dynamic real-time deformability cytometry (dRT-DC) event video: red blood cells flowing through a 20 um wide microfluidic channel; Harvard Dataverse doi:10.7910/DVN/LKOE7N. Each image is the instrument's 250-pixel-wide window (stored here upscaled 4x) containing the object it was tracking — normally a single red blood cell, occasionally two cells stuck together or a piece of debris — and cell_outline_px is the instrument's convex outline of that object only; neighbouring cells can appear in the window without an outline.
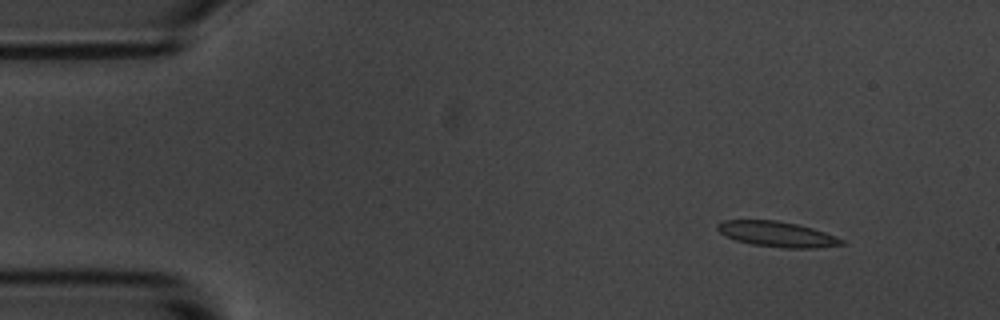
{"species": "common noctule bat (a hibernating species)", "species_latin": "Nyctalus noctula", "temperature_condition": "room temperature", "stored_images_in_passage": 51, "camera_frame_rate_fps": 3000, "um_per_image_px": 0.085, "animal": {"sex": "male", "body_mass_g": 20.1, "forearm_length_mm": 53.5}, "frame": {"image": 1, "passage_image": 2, "time_ms": 0.333, "image_size_px": [1000, 320], "cell_outline_px": [[848, 244], [812, 248], [784, 248], [752, 244], [736, 240], [724, 236], [716, 228], [716, 224], [724, 220], [776, 220], [796, 224], [812, 228], [824, 232], [844, 240]], "centroid_in_image_um": [66.03, 19.9], "position_along_channel_um": 19.0, "area_um2": 18.32}}
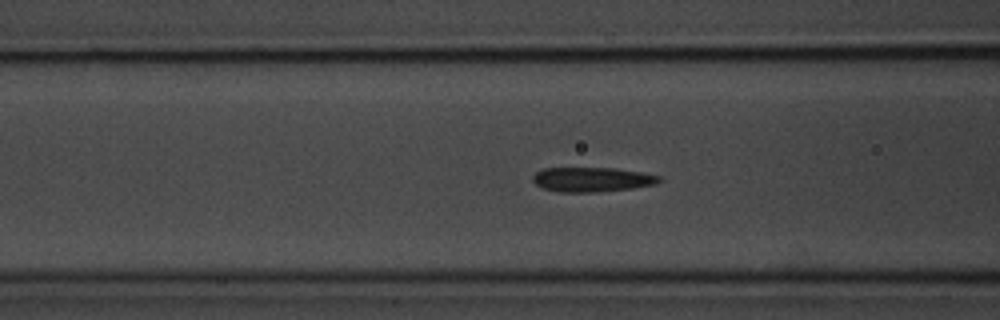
{"frame": {"image": 2, "passage_image": 17, "time_ms": 5.333, "image_size_px": [1000, 320], "cell_outline_px": [[664, 180], [656, 184], [632, 188], [596, 192], [560, 192], [544, 188], [536, 184], [532, 180], [532, 176], [536, 172], [544, 168], [612, 168], [640, 172], [660, 176]], "centroid_in_image_um": [50.33, 15.25], "position_along_channel_um": 116.3, "area_um2": 18.03}}
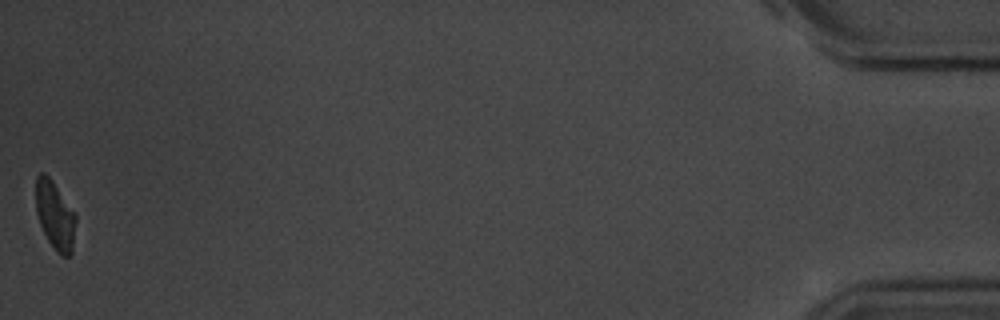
{"frame": {"image": 3, "passage_image": 51, "time_ms": 16.667, "image_size_px": [1000, 320], "cell_outline_px": [[76, 220], [72, 252], [68, 256], [60, 256], [56, 252], [48, 240], [40, 224], [36, 212], [36, 176], [40, 172], [44, 172], [52, 180], [76, 212]], "centroid_in_image_um": [4.69, 18.29], "position_along_channel_um": 430.5, "area_um2": 16.07}, "authors_computed_cell_mechanics": {"area_um2": 18.0336, "velocity_mm_per_s": 3.6343, "shape_relaxation_time_tau1_ms": 3.436, "shape_relaxation_time_tau2_ms": 2.6177, "deformation_change_tau1": 0.155, "deformation_change_tau2": 0.1227}}